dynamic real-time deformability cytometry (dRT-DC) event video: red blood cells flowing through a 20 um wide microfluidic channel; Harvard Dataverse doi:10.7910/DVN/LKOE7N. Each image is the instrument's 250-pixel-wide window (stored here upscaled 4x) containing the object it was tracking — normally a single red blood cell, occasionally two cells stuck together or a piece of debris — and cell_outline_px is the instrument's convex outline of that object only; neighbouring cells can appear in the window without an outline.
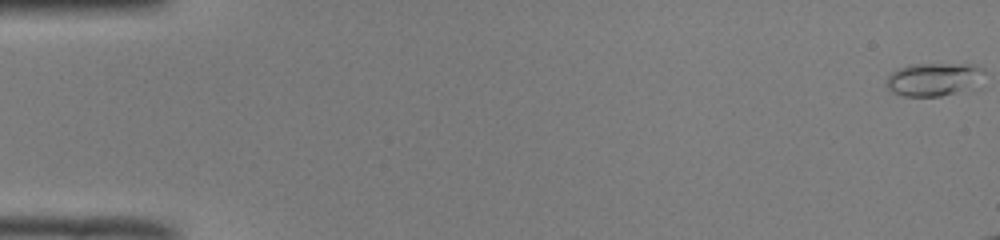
{"species": "common noctule bat (a hibernating species)", "species_latin": "Nyctalus noctula", "temperature_condition": "room temperature", "stored_images_in_passage": 15, "camera_frame_rate_fps": 3000, "um_per_image_px": 0.085, "animal": {"sex": "male", "body_mass_g": 19.0, "forearm_length_mm": 50.8}, "frame": {"image": 1, "passage_image": 1, "time_ms": 0.0, "image_size_px": [1000, 240], "cell_outline_px": [[984, 72], [956, 92], [940, 96], [904, 96], [892, 92], [888, 88], [888, 76], [896, 68], [912, 64], [972, 64], [984, 68]], "centroid_in_image_um": [79.21, 6.71], "position_along_channel_um": 5.8, "area_um2": 17.92}}